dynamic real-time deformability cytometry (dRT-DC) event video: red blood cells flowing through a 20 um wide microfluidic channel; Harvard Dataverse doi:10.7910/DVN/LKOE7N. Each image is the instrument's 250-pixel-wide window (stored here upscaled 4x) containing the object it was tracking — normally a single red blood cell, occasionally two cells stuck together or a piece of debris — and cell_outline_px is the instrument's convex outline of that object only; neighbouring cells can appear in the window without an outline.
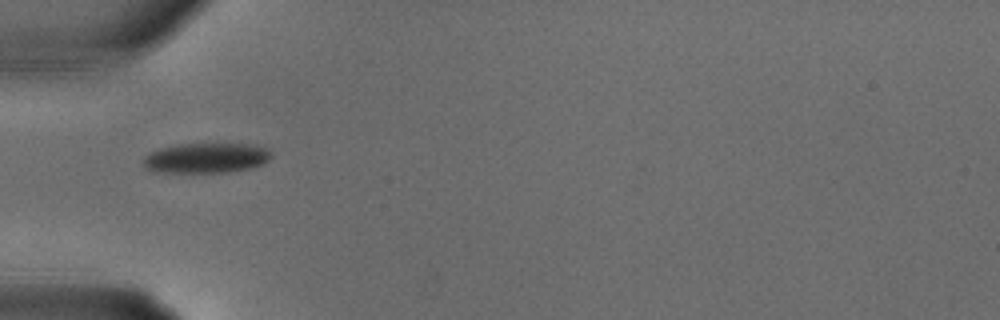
{"species": "common noctule bat (a hibernating species)", "species_latin": "Nyctalus noctula", "temperature_condition": "warm", "stored_images_in_passage": 6, "camera_frame_rate_fps": 3000, "um_per_image_px": 0.085, "animal": {"sex": "male", "body_mass_g": 18.8}, "frame": {"image": 1, "passage_image": 1, "time_ms": 0.0, "image_size_px": [1000, 320], "cell_outline_px": [[272, 156], [264, 164], [252, 168], [228, 172], [152, 172], [144, 168], [144, 156], [160, 148], [180, 144], [252, 144], [268, 148], [272, 152]], "centroid_in_image_um": [17.56, 13.43], "position_along_channel_um": 67.4, "area_um2": 22.6}}
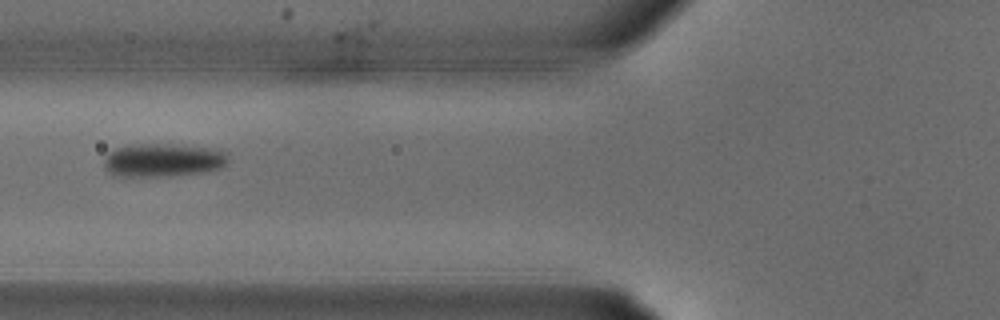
{"frame": {"image": 2, "passage_image": 3, "time_ms": 0.667, "image_size_px": [1000, 320], "cell_outline_px": [[228, 164], [212, 172], [172, 176], [112, 176], [104, 168], [104, 156], [108, 152], [116, 148], [128, 144], [156, 144], [208, 148], [228, 152]], "centroid_in_image_um": [13.84, 13.63], "position_along_channel_um": 112.0, "area_um2": 24.51}}